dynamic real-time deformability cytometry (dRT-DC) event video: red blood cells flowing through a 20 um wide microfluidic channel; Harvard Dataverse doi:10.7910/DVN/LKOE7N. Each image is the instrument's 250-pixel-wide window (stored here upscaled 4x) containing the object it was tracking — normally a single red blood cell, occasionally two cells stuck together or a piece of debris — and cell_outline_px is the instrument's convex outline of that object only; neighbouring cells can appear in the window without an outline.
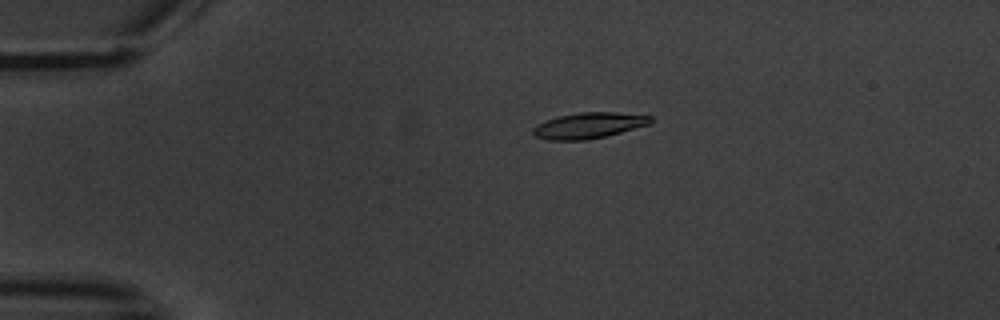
{"species": "common noctule bat (a hibernating species)", "species_latin": "Nyctalus noctula", "temperature_condition": "warm", "stored_images_in_passage": 10, "camera_frame_rate_fps": 3000, "um_per_image_px": 0.085, "animal": {"sex": "male", "body_mass_g": 20.1, "forearm_length_mm": 53.5}, "frame": {"image": 1, "passage_image": 4, "time_ms": 3.333, "image_size_px": [1000, 320], "cell_outline_px": [[652, 120], [648, 124], [620, 132], [588, 140], [548, 140], [532, 136], [532, 128], [536, 124], [556, 116], [580, 112], [616, 112], [652, 116]], "centroid_in_image_um": [49.96, 10.66], "position_along_channel_um": 35.0, "area_um2": 17.74}}
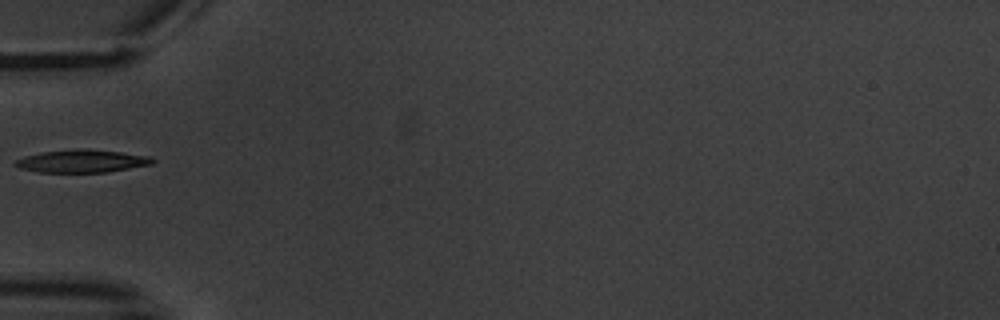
{"frame": {"image": 2, "passage_image": 6, "time_ms": 6.0, "image_size_px": [1000, 320], "cell_outline_px": [[156, 160], [152, 164], [108, 172], [40, 172], [20, 168], [12, 164], [16, 160], [24, 156], [40, 152], [76, 148], [84, 148], [120, 152], [152, 156]], "centroid_in_image_um": [6.97, 13.68], "position_along_channel_um": 78.0, "area_um2": 18.38}}
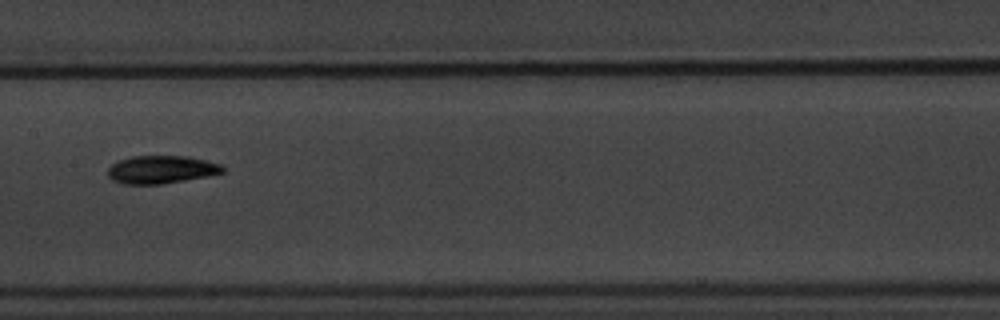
{"frame": {"image": 3, "passage_image": 9, "time_ms": 9.333, "image_size_px": [1000, 320], "cell_outline_px": [[224, 172], [208, 176], [160, 184], [124, 184], [112, 180], [108, 176], [108, 168], [112, 164], [120, 160], [132, 156], [188, 156], [220, 164], [224, 168]], "centroid_in_image_um": [13.69, 14.41], "position_along_channel_um": 193.7, "area_um2": 18.55}}